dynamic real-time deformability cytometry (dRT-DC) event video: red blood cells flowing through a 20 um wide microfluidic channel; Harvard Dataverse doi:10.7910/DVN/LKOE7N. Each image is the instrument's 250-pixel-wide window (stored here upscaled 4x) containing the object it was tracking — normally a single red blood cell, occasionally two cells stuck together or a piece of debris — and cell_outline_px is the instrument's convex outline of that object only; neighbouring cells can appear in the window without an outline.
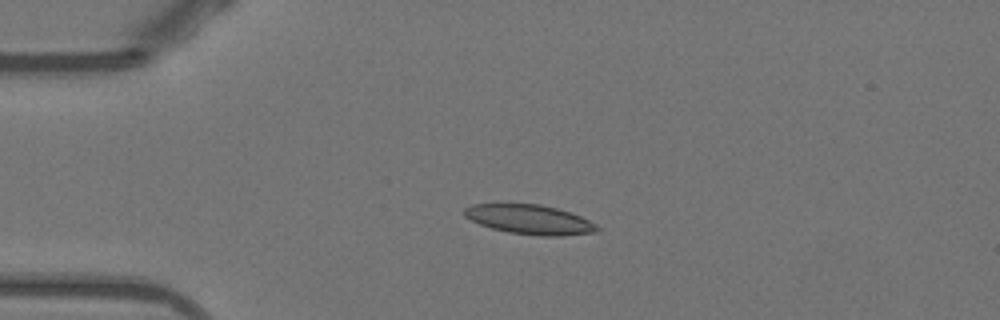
{"species": "Egyptian fruit bat (a non-hibernating species)", "species_latin": "Rousettus aegyptiacus", "temperature_condition": "warm", "stored_images_in_passage": 46, "camera_frame_rate_fps": 3000, "um_per_image_px": 0.085, "animal": {"sex": "female"}, "frame": {"image": 1, "passage_image": 12, "time_ms": 3.667, "image_size_px": [1000, 320], "cell_outline_px": [[600, 228], [596, 232], [564, 236], [540, 236], [508, 232], [492, 228], [480, 224], [464, 216], [464, 208], [472, 204], [540, 204], [572, 212], [596, 224]], "centroid_in_image_um": [45.05, 18.66], "position_along_channel_um": 40.0, "area_um2": 22.83}}
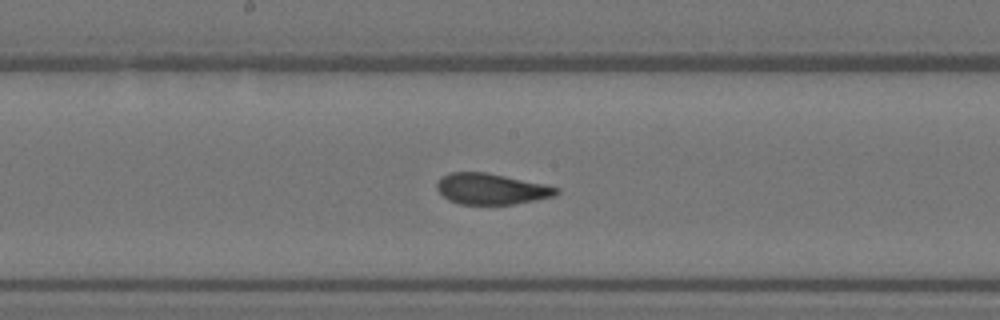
{"frame": {"image": 2, "passage_image": 27, "time_ms": 8.667, "image_size_px": [1000, 320], "cell_outline_px": [[560, 192], [556, 196], [536, 200], [512, 204], [460, 204], [448, 200], [436, 188], [436, 184], [440, 176], [448, 172], [488, 172], [544, 184], [560, 188]], "centroid_in_image_um": [41.76, 16.05], "position_along_channel_um": 206.4, "area_um2": 21.73}}
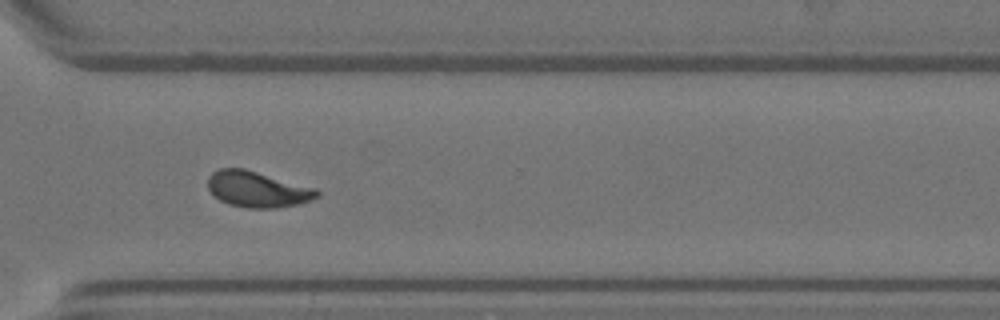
{"frame": {"image": 3, "passage_image": 38, "time_ms": 12.333, "image_size_px": [1000, 320], "cell_outline_px": [[320, 196], [300, 204], [276, 208], [248, 208], [228, 204], [220, 200], [208, 188], [208, 176], [212, 172], [220, 168], [244, 168], [316, 188], [320, 192]], "centroid_in_image_um": [21.9, 16.09], "position_along_channel_um": 348.7, "area_um2": 22.89}, "authors_computed_cell_mechanics": {"area_um2": 22.3397, "velocity_mm_per_s": 3.8947, "shape_relaxation_time_tau1_ms": null, "shape_relaxation_time_tau2_ms": 1.056, "deformation_change_tau1": null, "deformation_change_tau2": 0.0795}}